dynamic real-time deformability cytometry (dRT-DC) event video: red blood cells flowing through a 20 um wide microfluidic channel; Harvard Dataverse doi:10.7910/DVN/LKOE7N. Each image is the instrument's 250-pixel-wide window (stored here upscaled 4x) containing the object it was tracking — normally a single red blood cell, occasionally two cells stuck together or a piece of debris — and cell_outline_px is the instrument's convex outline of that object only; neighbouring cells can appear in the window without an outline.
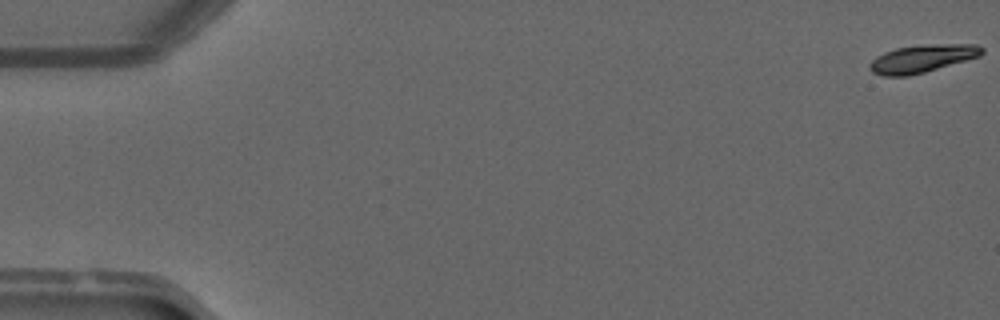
{"species": "common noctule bat (a hibernating species)", "species_latin": "Nyctalus noctula", "temperature_condition": "warm", "stored_images_in_passage": 51, "camera_frame_rate_fps": 3000, "um_per_image_px": 0.085, "animal": {"sex": "male", "forearm_length_mm": 52.5}, "frame": {"image": 1, "passage_image": 1, "time_ms": 0.0, "image_size_px": [1000, 320], "cell_outline_px": [[984, 52], [980, 56], [924, 72], [908, 76], [884, 76], [872, 72], [868, 68], [868, 64], [876, 56], [884, 52], [896, 48], [936, 44], [976, 44], [984, 48]], "centroid_in_image_um": [78.37, 4.98], "position_along_channel_um": 6.6, "area_um2": 18.03}}
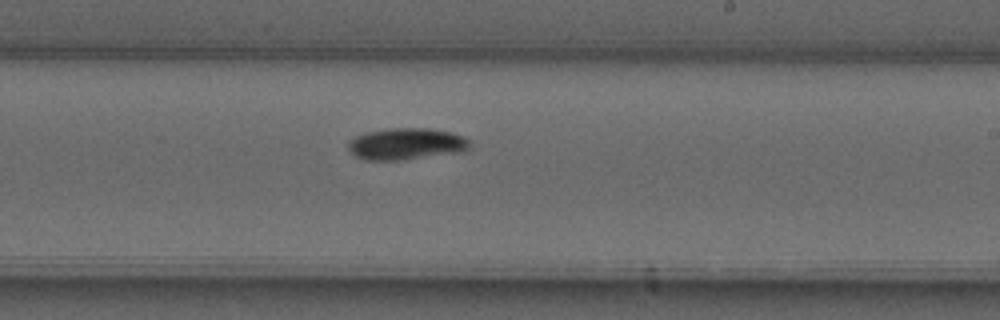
{"frame": {"image": 2, "passage_image": 31, "time_ms": 10.0, "image_size_px": [1000, 320], "cell_outline_px": [[472, 144], [464, 152], [400, 160], [364, 160], [356, 156], [348, 148], [348, 144], [356, 136], [364, 132], [388, 128], [428, 128], [452, 132], [464, 136]], "centroid_in_image_um": [34.57, 12.23], "position_along_channel_um": 254.4, "area_um2": 22.6}}
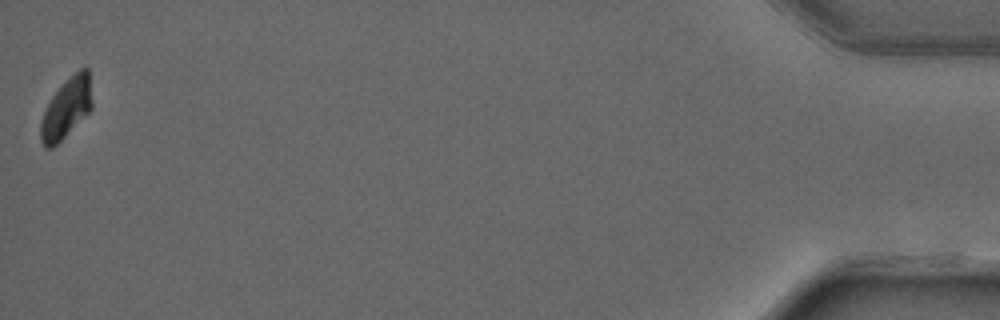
{"frame": {"image": 3, "passage_image": 51, "time_ms": 16.667, "image_size_px": [1000, 320], "cell_outline_px": [[92, 108], [52, 148], [44, 148], [40, 140], [40, 124], [44, 112], [52, 96], [80, 68], [88, 68], [92, 100]], "centroid_in_image_um": [5.63, 9.22], "position_along_channel_um": 429.6, "area_um2": 17.34}, "authors_computed_cell_mechanics": {"area_um2": 19.9988, "velocity_mm_per_s": 4.0753, "shape_relaxation_time_tau1_ms": 3.566, "shape_relaxation_time_tau2_ms": null, "deformation_change_tau1": 0.1486, "deformation_change_tau2": null}}